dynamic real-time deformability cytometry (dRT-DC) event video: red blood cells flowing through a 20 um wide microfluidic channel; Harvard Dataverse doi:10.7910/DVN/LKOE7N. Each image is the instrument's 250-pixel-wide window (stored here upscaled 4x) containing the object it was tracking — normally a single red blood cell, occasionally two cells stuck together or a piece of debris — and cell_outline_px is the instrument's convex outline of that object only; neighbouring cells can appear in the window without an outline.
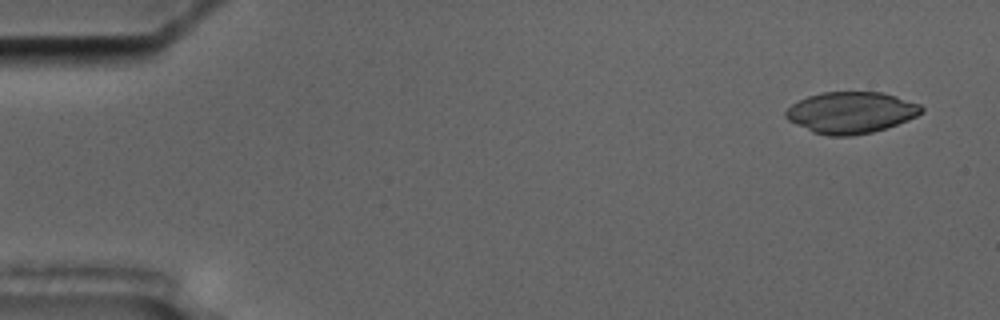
{"species": "common noctule bat (a hibernating species)", "species_latin": "Nyctalus noctula", "temperature_condition": "cold", "stored_images_in_passage": 4, "camera_frame_rate_fps": 3000, "um_per_image_px": 0.085, "animal": {"sex": "male", "body_mass_g": 17.5, "forearm_length_mm": 52.3}, "frame": {"image": 1, "passage_image": 1, "time_ms": 0.0, "image_size_px": [1000, 320], "cell_outline_px": [[924, 112], [908, 120], [872, 132], [848, 136], [828, 136], [812, 132], [788, 120], [784, 116], [784, 112], [792, 104], [808, 96], [820, 92], [880, 92], [896, 96], [920, 104], [924, 108]], "centroid_in_image_um": [72.32, 9.56], "position_along_channel_um": 12.7, "area_um2": 32.71}}